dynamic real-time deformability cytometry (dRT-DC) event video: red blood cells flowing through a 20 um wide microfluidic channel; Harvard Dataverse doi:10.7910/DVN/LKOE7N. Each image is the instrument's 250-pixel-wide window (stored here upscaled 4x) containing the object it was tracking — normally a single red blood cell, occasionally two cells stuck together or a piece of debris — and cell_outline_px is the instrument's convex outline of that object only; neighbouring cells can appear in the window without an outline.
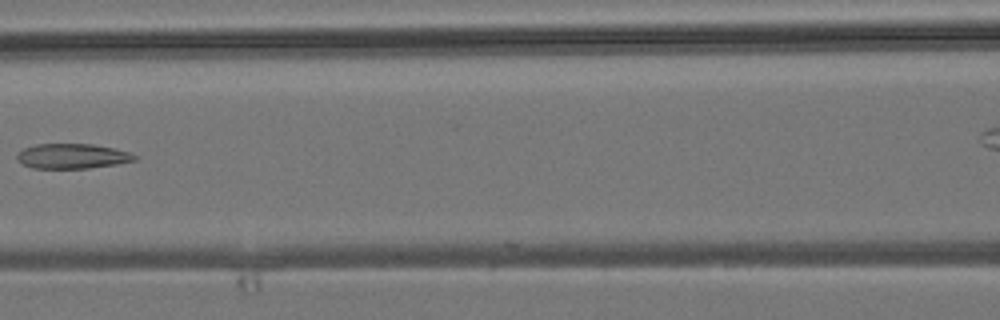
{"species": "common noctule bat (a hibernating species)", "species_latin": "Nyctalus noctula", "temperature_condition": "room temperature", "stored_images_in_passage": 9, "camera_frame_rate_fps": 3000, "um_per_image_px": 0.085, "animal": {"sex": "male", "body_mass_g": 19.2, "forearm_length_mm": 51.8}, "frame": {"image": 1, "passage_image": 7, "time_ms": 7.0, "image_size_px": [1000, 320], "cell_outline_px": [[140, 156], [136, 160], [116, 164], [88, 168], [32, 168], [16, 160], [16, 156], [24, 148], [36, 144], [92, 144], [112, 148], [128, 152]], "centroid_in_image_um": [6.15, 13.27], "position_along_channel_um": 160.5, "area_um2": 16.99}}